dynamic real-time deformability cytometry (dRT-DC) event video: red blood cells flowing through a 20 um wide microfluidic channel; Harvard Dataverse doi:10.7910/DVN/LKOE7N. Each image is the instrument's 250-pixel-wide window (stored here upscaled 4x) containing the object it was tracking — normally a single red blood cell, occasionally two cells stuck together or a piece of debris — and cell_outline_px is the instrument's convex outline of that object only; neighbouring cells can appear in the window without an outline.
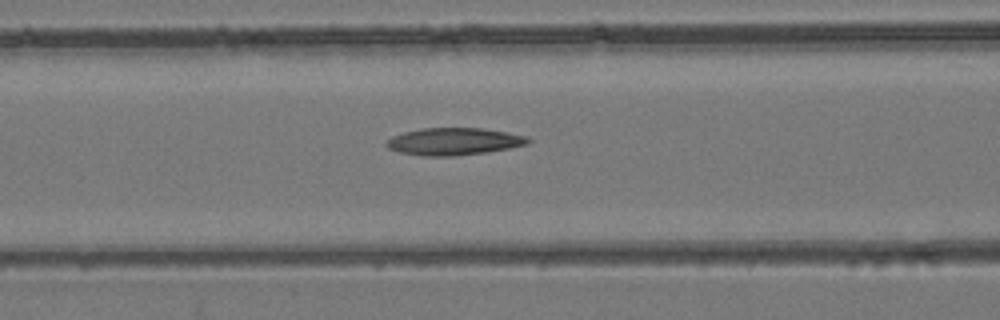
{"species": "common noctule bat (a hibernating species)", "species_latin": "Nyctalus noctula", "temperature_condition": "room temperature", "stored_images_in_passage": 27, "camera_frame_rate_fps": 3000, "um_per_image_px": 0.085, "animal": {"sex": "female", "body_mass_g": 24.6, "forearm_length_mm": 56.2}, "frame": {"image": 1, "passage_image": 6, "time_ms": 1.667, "image_size_px": [1000, 320], "cell_outline_px": [[532, 140], [528, 144], [508, 148], [484, 152], [456, 156], [424, 156], [400, 152], [388, 148], [384, 144], [392, 136], [404, 132], [424, 128], [484, 128], [508, 132], [528, 136]], "centroid_in_image_um": [38.6, 12.02], "position_along_channel_um": 128.0, "area_um2": 22.48}}
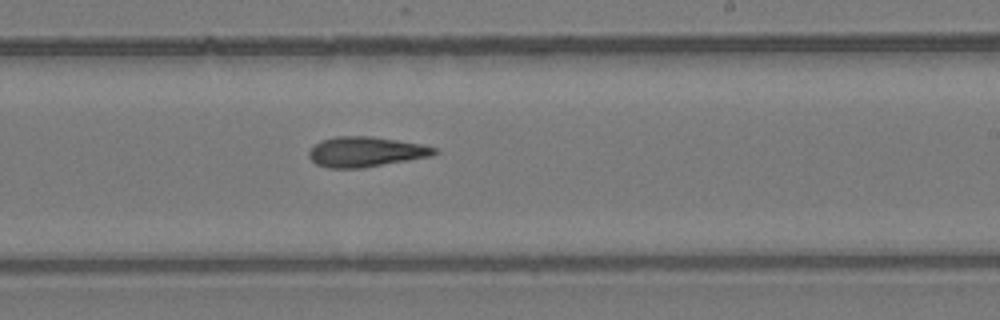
{"frame": {"image": 2, "passage_image": 15, "time_ms": 4.667, "image_size_px": [1000, 320], "cell_outline_px": [[440, 152], [428, 156], [364, 168], [328, 168], [316, 164], [308, 156], [308, 152], [320, 140], [336, 136], [372, 136], [420, 144], [436, 148]], "centroid_in_image_um": [31.04, 12.9], "position_along_channel_um": 258.0, "area_um2": 21.85}}
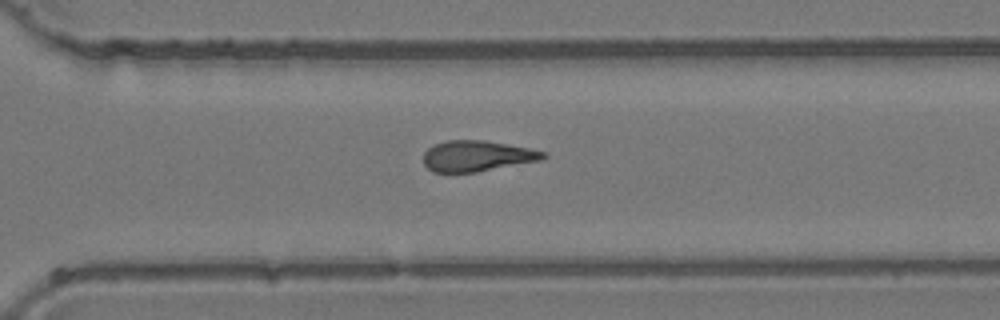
{"frame": {"image": 3, "passage_image": 20, "time_ms": 6.333, "image_size_px": [1000, 320], "cell_outline_px": [[548, 156], [540, 160], [476, 172], [432, 172], [424, 164], [424, 152], [432, 144], [444, 140], [484, 140], [528, 148], [548, 152]], "centroid_in_image_um": [40.52, 13.25], "position_along_channel_um": 330.1, "area_um2": 21.5}}